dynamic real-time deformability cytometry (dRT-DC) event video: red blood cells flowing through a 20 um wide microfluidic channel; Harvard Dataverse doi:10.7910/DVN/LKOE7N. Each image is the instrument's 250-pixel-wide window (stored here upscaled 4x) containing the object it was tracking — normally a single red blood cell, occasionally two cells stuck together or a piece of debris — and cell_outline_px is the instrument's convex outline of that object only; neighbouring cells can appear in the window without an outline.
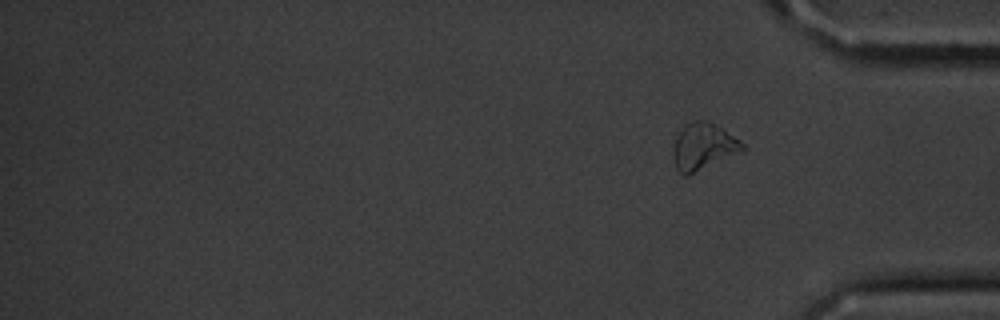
{"species": "common noctule bat (a hibernating species)", "species_latin": "Nyctalus noctula", "temperature_condition": "cold", "stored_images_in_passage": 15, "segment_of_instrument_passage": [2, 2], "camera_frame_rate_fps": 3000, "um_per_image_px": 0.085, "animal": {"sex": "male", "body_mass_g": 20.1, "forearm_length_mm": 53.5}, "frame": {"image": 1, "passage_image": 15, "time_ms": 18.0, "image_size_px": [1000, 320], "cell_outline_px": [[748, 148], [688, 176], [684, 176], [676, 168], [672, 160], [672, 152], [676, 136], [684, 124], [692, 120], [708, 120], [740, 140]], "centroid_in_image_um": [59.74, 12.45], "position_along_channel_um": 375.5, "area_um2": 19.02}}